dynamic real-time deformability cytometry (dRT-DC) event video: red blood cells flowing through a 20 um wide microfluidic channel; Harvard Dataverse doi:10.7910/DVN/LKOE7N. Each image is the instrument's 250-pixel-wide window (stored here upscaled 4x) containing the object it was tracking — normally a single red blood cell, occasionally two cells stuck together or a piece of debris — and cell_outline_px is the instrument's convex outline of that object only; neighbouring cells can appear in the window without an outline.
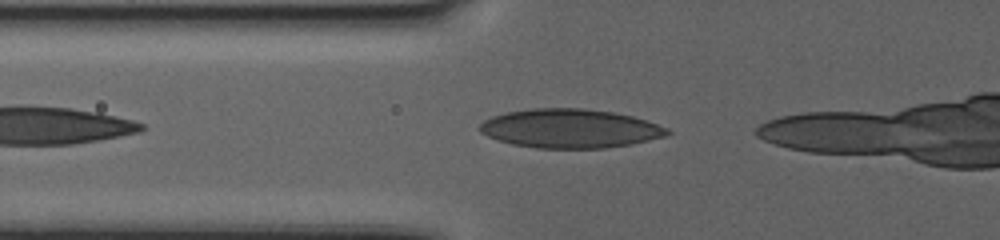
{"species": "human", "species_latin": "Homo sapiens", "temperature_condition": "warm", "stored_images_in_passage": 45, "camera_frame_rate_fps": 3000, "um_per_image_px": 0.085, "donor": {"sex": "female"}, "frame": {"image": 1, "passage_image": 3, "time_ms": 0.667, "image_size_px": [1000, 240], "cell_outline_px": [[672, 132], [664, 136], [632, 144], [604, 148], [536, 148], [512, 144], [488, 136], [480, 132], [480, 124], [484, 120], [492, 116], [504, 112], [532, 108], [584, 108], [612, 112], [632, 116], [668, 128]], "centroid_in_image_um": [48.43, 10.92], "position_along_channel_um": 77.4, "area_um2": 42.43}}
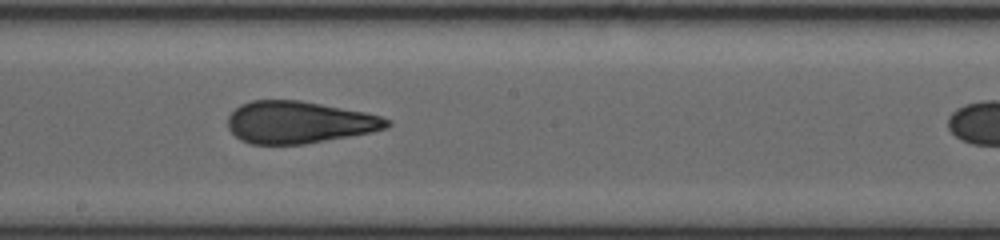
{"frame": {"image": 2, "passage_image": 21, "time_ms": 6.667, "image_size_px": [1000, 240], "cell_outline_px": [[392, 124], [388, 128], [372, 132], [304, 144], [252, 144], [240, 140], [228, 128], [228, 116], [240, 104], [252, 100], [300, 100], [364, 112], [380, 116], [392, 120]], "centroid_in_image_um": [25.42, 10.39], "position_along_channel_um": 222.8, "area_um2": 39.02}}
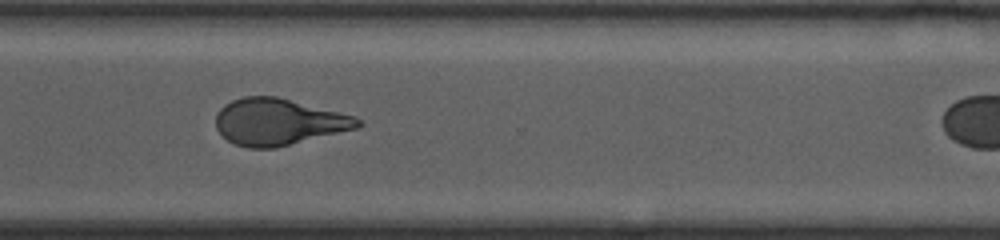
{"frame": {"image": 3, "passage_image": 36, "time_ms": 11.667, "image_size_px": [1000, 240], "cell_outline_px": [[364, 124], [356, 128], [276, 148], [248, 148], [236, 144], [228, 140], [216, 128], [216, 112], [224, 104], [232, 100], [244, 96], [276, 96], [352, 116], [360, 120]], "centroid_in_image_um": [23.62, 10.36], "position_along_channel_um": 347.0, "area_um2": 38.09}}